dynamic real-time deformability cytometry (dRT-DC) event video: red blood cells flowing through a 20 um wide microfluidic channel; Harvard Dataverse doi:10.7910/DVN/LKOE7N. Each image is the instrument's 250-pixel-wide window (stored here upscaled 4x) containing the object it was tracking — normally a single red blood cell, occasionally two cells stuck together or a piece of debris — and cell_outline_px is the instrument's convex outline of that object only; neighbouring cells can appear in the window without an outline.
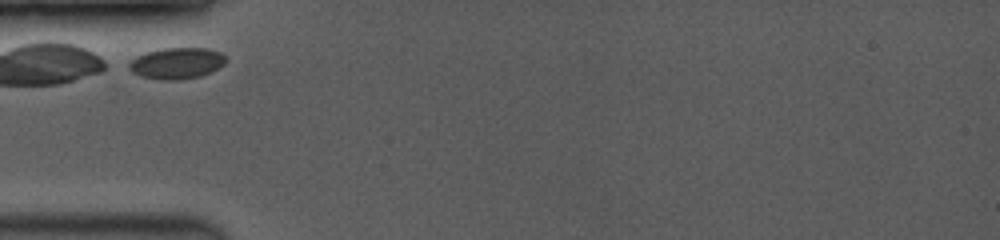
{"species": "common noctule bat (a hibernating species)", "species_latin": "Nyctalus noctula", "temperature_condition": "room temperature", "stored_images_in_passage": 2, "camera_frame_rate_fps": 3500, "um_per_image_px": 0.085, "animal": {"sex": "female", "body_mass_g": 19.0, "forearm_length_mm": 53.3}, "frame": {"image": 1, "passage_image": 1, "time_ms": 0.0, "image_size_px": [1000, 240], "cell_outline_px": [[228, 60], [224, 64], [212, 72], [200, 76], [176, 80], [164, 80], [140, 76], [132, 72], [128, 68], [128, 64], [136, 56], [148, 52], [164, 48], [208, 48], [220, 52]], "centroid_in_image_um": [15.04, 5.37], "position_along_channel_um": 70.0, "area_um2": 17.63}}